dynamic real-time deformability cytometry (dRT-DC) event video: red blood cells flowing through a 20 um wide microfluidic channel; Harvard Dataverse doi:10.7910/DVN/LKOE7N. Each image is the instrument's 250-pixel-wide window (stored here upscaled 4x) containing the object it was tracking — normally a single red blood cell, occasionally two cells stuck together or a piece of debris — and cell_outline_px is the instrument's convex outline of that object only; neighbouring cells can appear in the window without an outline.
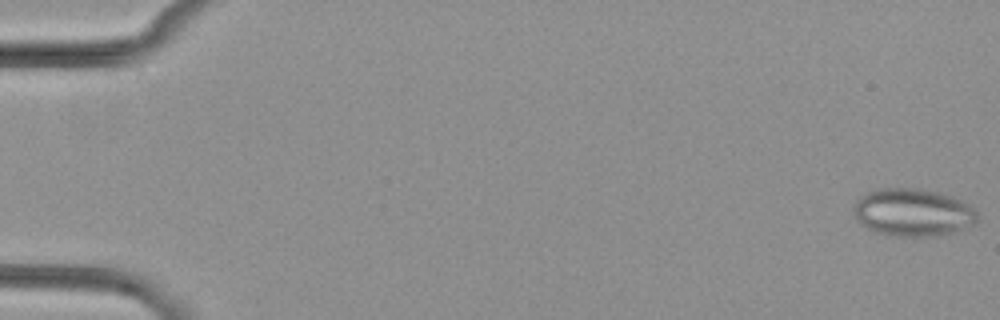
{"species": "common noctule bat (a hibernating species)", "species_latin": "Nyctalus noctula", "temperature_condition": "cold", "stored_images_in_passage": 7, "camera_frame_rate_fps": 3000, "um_per_image_px": 0.085, "animal": {"sex": "female", "body_mass_g": 29.2, "forearm_length_mm": 56.3}, "frame": {"image": 1, "passage_image": 1, "time_ms": 0.0, "image_size_px": [1000, 320], "cell_outline_px": [[976, 224], [952, 232], [936, 236], [896, 236], [872, 232], [860, 224], [856, 220], [852, 208], [856, 200], [860, 196], [868, 192], [880, 188], [916, 188], [936, 192], [952, 196], [968, 204], [976, 212]], "centroid_in_image_um": [77.54, 18.06], "position_along_channel_um": 7.5, "area_um2": 34.51}}